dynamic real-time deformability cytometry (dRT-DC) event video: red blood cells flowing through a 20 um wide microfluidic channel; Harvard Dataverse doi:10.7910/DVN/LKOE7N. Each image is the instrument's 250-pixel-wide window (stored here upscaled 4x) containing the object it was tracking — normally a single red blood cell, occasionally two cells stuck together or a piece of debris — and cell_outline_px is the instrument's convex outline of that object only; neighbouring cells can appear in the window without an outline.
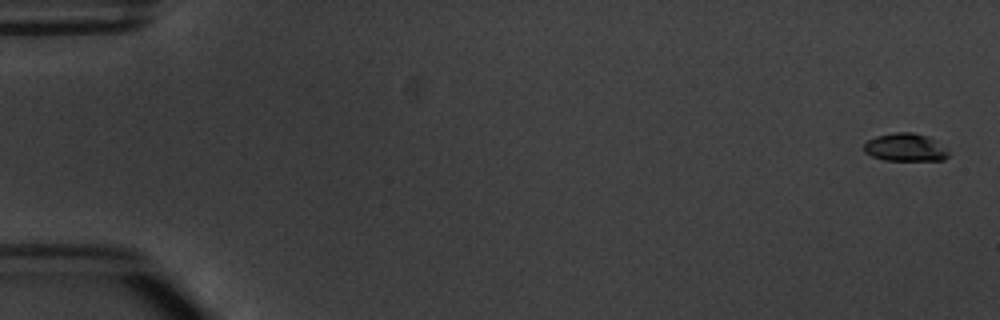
{"species": "common noctule bat (a hibernating species)", "species_latin": "Nyctalus noctula", "temperature_condition": "warm", "stored_images_in_passage": 6, "camera_frame_rate_fps": 3000, "um_per_image_px": 0.085, "animal": {"sex": "male", "body_mass_g": 20.1, "forearm_length_mm": 53.5}, "frame": {"image": 1, "passage_image": 1, "time_ms": 0.0, "image_size_px": [1000, 320], "cell_outline_px": [[948, 156], [944, 160], [884, 160], [872, 156], [864, 152], [864, 144], [868, 140], [876, 136], [896, 132], [912, 132], [928, 136], [936, 140], [948, 148]], "centroid_in_image_um": [76.98, 12.52], "position_along_channel_um": 8.0, "area_um2": 13.87}}